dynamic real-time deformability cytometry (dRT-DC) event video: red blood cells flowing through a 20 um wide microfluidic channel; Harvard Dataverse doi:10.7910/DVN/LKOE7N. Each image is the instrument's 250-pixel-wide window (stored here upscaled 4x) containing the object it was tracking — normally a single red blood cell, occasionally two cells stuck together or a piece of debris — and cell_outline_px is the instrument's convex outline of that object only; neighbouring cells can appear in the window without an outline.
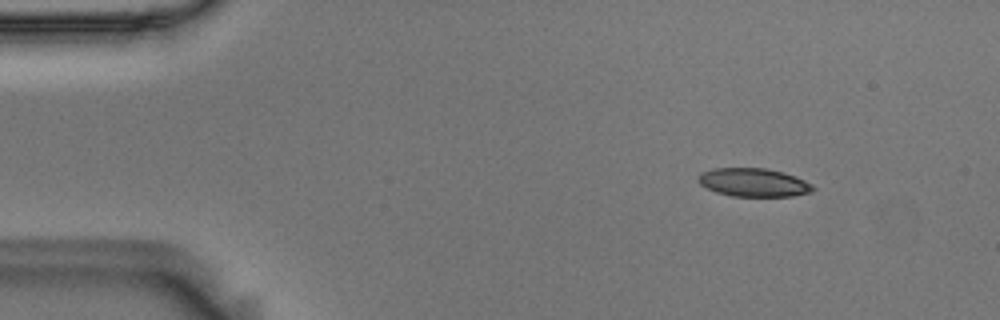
{"species": "Egyptian fruit bat (a non-hibernating species)", "species_latin": "Rousettus aegyptiacus", "temperature_condition": "room temperature", "stored_images_in_passage": 50, "camera_frame_rate_fps": 3000, "um_per_image_px": 0.085, "animal": {"sex": "male"}, "frame": {"image": 1, "passage_image": 1, "time_ms": 0.0, "image_size_px": [1000, 320], "cell_outline_px": [[816, 188], [812, 192], [792, 196], [732, 196], [716, 192], [700, 184], [696, 180], [696, 176], [700, 172], [712, 168], [768, 168], [784, 172], [796, 176], [812, 184]], "centroid_in_image_um": [64.04, 15.5], "position_along_channel_um": 21.0, "area_um2": 19.25}}
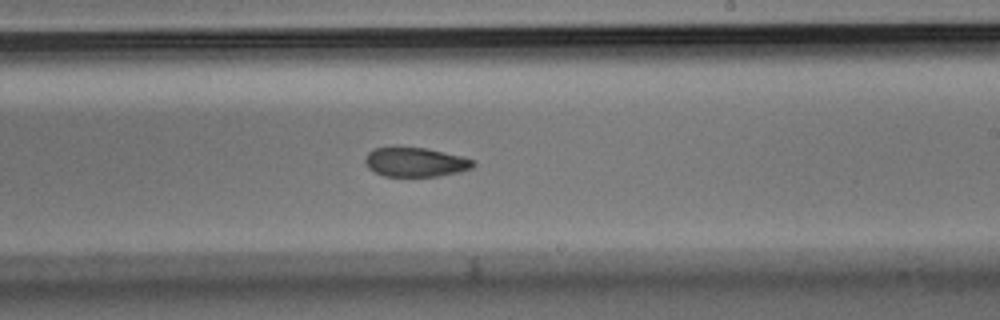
{"frame": {"image": 2, "passage_image": 27, "time_ms": 8.667, "image_size_px": [1000, 320], "cell_outline_px": [[476, 164], [472, 168], [460, 172], [436, 176], [384, 176], [368, 168], [364, 160], [368, 152], [372, 148], [424, 148], [460, 156], [476, 160]], "centroid_in_image_um": [35.32, 13.79], "position_along_channel_um": 253.7, "area_um2": 18.21}}
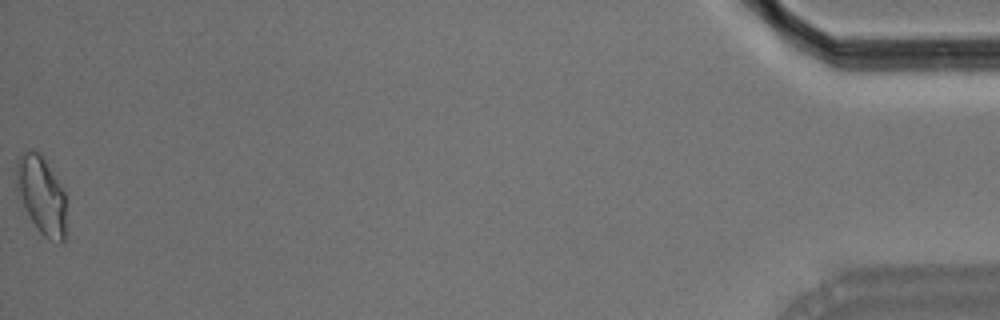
{"frame": {"image": 3, "passage_image": 50, "time_ms": 16.333, "image_size_px": [1000, 320], "cell_outline_px": [[64, 244], [60, 244], [44, 236], [36, 228], [16, 196], [16, 160], [28, 148], [32, 148], [44, 160], [64, 192]], "centroid_in_image_um": [3.45, 16.6], "position_along_channel_um": 431.7, "area_um2": 22.43}, "authors_computed_cell_mechanics": {"area_um2": 19.9988, "velocity_mm_per_s": 3.6039, "shape_relaxation_time_tau1_ms": 4.6911, "shape_relaxation_time_tau2_ms": 5.045, "deformation_change_tau1": 0.1439, "deformation_change_tau2": 0.1067}}